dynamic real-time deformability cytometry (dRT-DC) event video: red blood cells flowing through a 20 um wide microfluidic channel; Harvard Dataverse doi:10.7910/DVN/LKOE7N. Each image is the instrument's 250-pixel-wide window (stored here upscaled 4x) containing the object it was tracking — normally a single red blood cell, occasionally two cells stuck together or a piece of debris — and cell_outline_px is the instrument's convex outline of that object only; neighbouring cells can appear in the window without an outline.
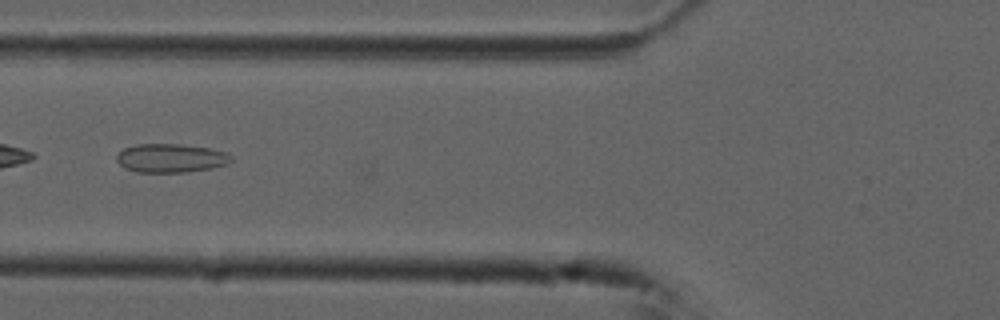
{"species": "common noctule bat (a hibernating species)", "species_latin": "Nyctalus noctula", "temperature_condition": "cold", "stored_images_in_passage": 38, "camera_frame_rate_fps": 3000, "um_per_image_px": 0.085, "animal": {"sex": "male", "forearm_length_mm": 52.5}, "frame": {"image": 1, "passage_image": 6, "time_ms": 1.667, "image_size_px": [1000, 320], "cell_outline_px": [[232, 160], [228, 164], [212, 168], [184, 172], [136, 172], [124, 168], [116, 160], [116, 156], [124, 148], [136, 144], [180, 144], [208, 148], [224, 152], [232, 156]], "centroid_in_image_um": [14.5, 13.44], "position_along_channel_um": 111.3, "area_um2": 19.13}}
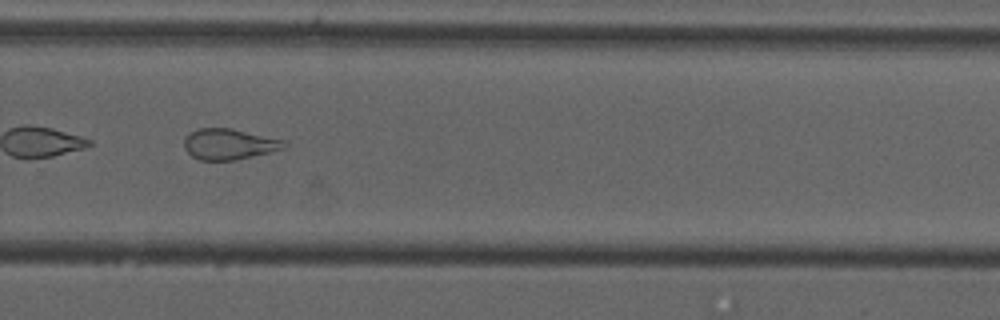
{"frame": {"image": 2, "passage_image": 22, "time_ms": 7.0, "image_size_px": [1000, 320], "cell_outline_px": [[288, 148], [232, 160], [200, 160], [192, 156], [184, 148], [184, 140], [192, 132], [200, 128], [232, 128], [288, 140]], "centroid_in_image_um": [19.55, 12.24], "position_along_channel_um": 310.2, "area_um2": 18.03}}
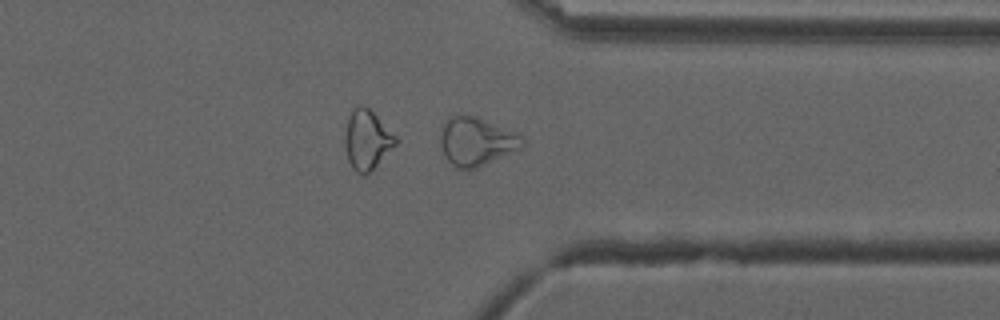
{"frame": {"image": 3, "passage_image": 27, "time_ms": 8.667, "image_size_px": [1000, 320], "cell_outline_px": [[528, 144], [524, 148], [476, 168], [456, 168], [448, 160], [440, 144], [440, 128], [448, 116], [476, 116], [524, 136]], "centroid_in_image_um": [40.55, 12.02], "position_along_channel_um": 370.9, "area_um2": 23.29}, "authors_computed_cell_mechanics": {"area_um2": 19.1607, "velocity_mm_per_s": 3.737, "shape_relaxation_time_tau1_ms": null, "shape_relaxation_time_tau2_ms": 1.5408, "deformation_change_tau1": null, "deformation_change_tau2": 0.0963}}